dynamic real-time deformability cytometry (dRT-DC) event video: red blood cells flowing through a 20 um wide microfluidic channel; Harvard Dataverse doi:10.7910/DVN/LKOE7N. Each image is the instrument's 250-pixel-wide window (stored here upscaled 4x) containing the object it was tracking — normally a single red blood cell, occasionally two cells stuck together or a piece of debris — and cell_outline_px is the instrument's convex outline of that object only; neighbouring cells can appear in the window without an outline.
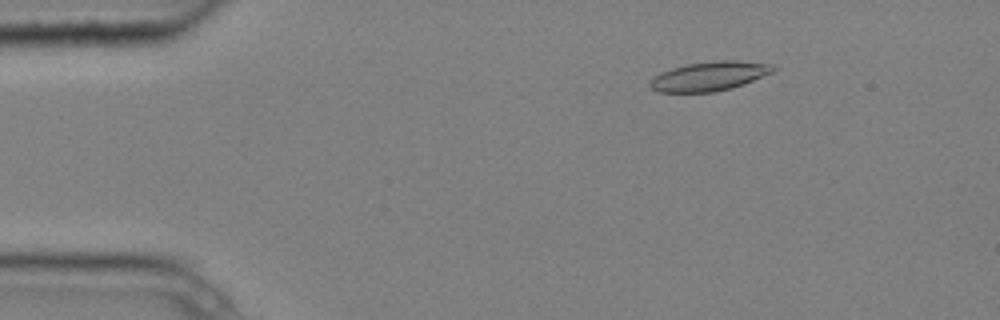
{"species": "common noctule bat (a hibernating species)", "species_latin": "Nyctalus noctula", "temperature_condition": "cold", "stored_images_in_passage": 6, "camera_frame_rate_fps": 3000, "um_per_image_px": 0.085, "animal": {"sex": "male", "body_mass_g": 20.4}, "frame": {"image": 1, "passage_image": 2, "time_ms": 0.333, "image_size_px": [1000, 320], "cell_outline_px": [[776, 68], [772, 72], [744, 84], [732, 88], [716, 92], [656, 92], [648, 84], [660, 72], [672, 68], [688, 64], [720, 60], [736, 60], [772, 64]], "centroid_in_image_um": [60.3, 6.48], "position_along_channel_um": 24.7, "area_um2": 20.87}}
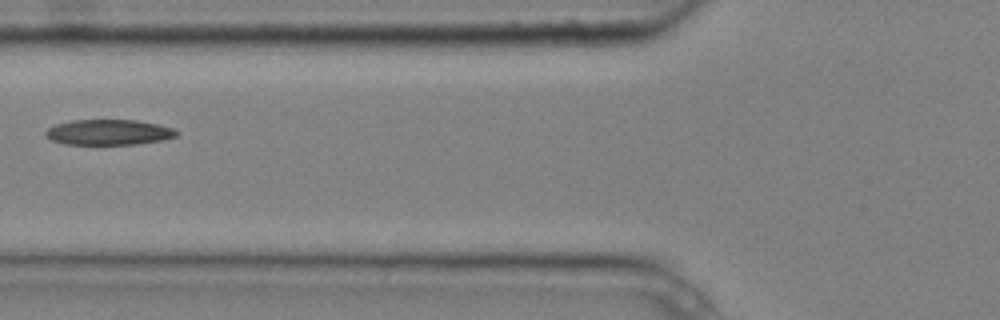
{"frame": {"image": 2, "passage_image": 5, "time_ms": 1.333, "image_size_px": [1000, 320], "cell_outline_px": [[180, 132], [176, 136], [164, 140], [136, 144], [64, 144], [52, 140], [44, 136], [44, 132], [48, 128], [56, 124], [72, 120], [136, 120], [160, 124], [172, 128]], "centroid_in_image_um": [9.25, 11.24], "position_along_channel_um": 116.6, "area_um2": 19.54}}
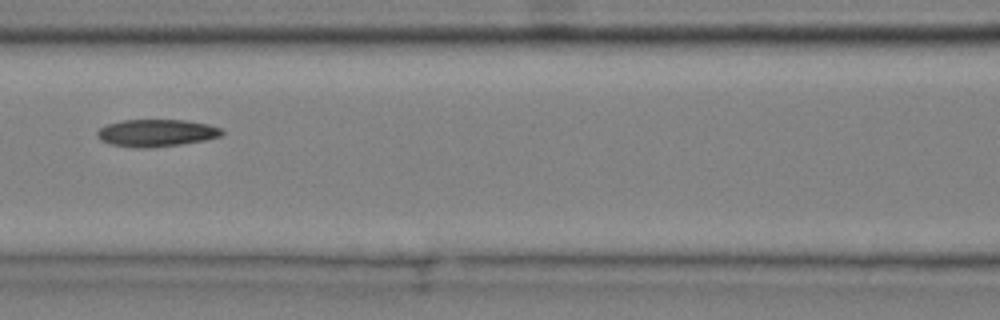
{"frame": {"image": 3, "passage_image": 6, "time_ms": 1.667, "image_size_px": [1000, 320], "cell_outline_px": [[224, 132], [220, 136], [204, 140], [180, 144], [144, 148], [140, 148], [108, 144], [100, 140], [96, 136], [96, 132], [100, 128], [108, 124], [124, 120], [184, 120], [208, 124], [220, 128]], "centroid_in_image_um": [13.25, 11.3], "position_along_channel_um": 153.3, "area_um2": 19.65}}